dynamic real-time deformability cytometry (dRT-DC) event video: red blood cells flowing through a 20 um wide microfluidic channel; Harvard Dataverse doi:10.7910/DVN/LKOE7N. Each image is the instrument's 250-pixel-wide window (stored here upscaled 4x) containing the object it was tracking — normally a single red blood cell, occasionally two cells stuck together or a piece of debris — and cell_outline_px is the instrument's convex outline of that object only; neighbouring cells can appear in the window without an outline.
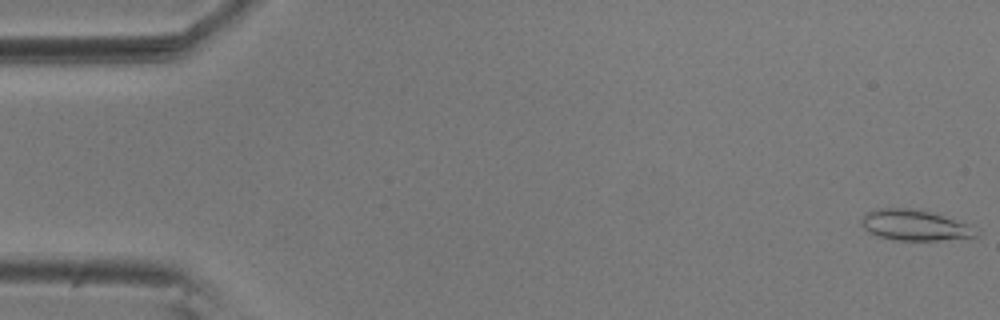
{"species": "common noctule bat (a hibernating species)", "species_latin": "Nyctalus noctula", "temperature_condition": "room temperature", "stored_images_in_passage": 56, "camera_frame_rate_fps": 3000, "um_per_image_px": 0.085, "animal": {"sex": "male", "body_mass_g": 20.5, "forearm_length_mm": 52.5}, "frame": {"image": 1, "passage_image": 1, "time_ms": 0.0, "image_size_px": [1000, 320], "cell_outline_px": [[980, 232], [976, 236], [936, 240], [896, 240], [880, 236], [864, 228], [864, 212], [880, 208], [908, 208], [928, 212], [968, 224], [980, 228]], "centroid_in_image_um": [77.8, 19.14], "position_along_channel_um": 7.2, "area_um2": 19.94}}
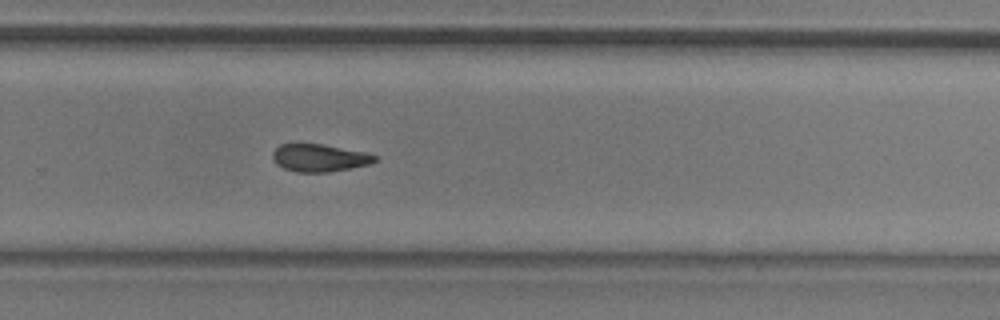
{"frame": {"image": 2, "passage_image": 37, "time_ms": 12.0, "image_size_px": [1000, 320], "cell_outline_px": [[380, 160], [372, 164], [328, 172], [296, 172], [284, 168], [276, 164], [272, 156], [272, 152], [280, 144], [320, 144], [364, 152], [376, 156]], "centroid_in_image_um": [27.16, 13.43], "position_along_channel_um": 302.6, "area_um2": 16.36}}
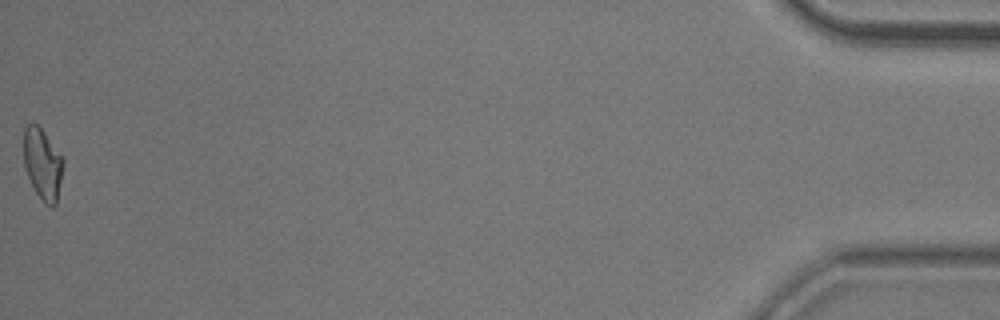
{"frame": {"image": 3, "passage_image": 56, "time_ms": 18.333, "image_size_px": [1000, 320], "cell_outline_px": [[64, 164], [56, 204], [52, 208], [44, 204], [36, 192], [28, 176], [24, 164], [24, 128], [28, 124], [36, 124], [44, 132], [64, 160]], "centroid_in_image_um": [3.63, 13.97], "position_along_channel_um": 431.6, "area_um2": 16.18}, "authors_computed_cell_mechanics": {"area_um2": 17.2822, "velocity_mm_per_s": 3.614, "shape_relaxation_time_tau1_ms": 10.6618, "shape_relaxation_time_tau2_ms": 6.956, "deformation_change_tau1": 0.2124, "deformation_change_tau2": 0.1457}}